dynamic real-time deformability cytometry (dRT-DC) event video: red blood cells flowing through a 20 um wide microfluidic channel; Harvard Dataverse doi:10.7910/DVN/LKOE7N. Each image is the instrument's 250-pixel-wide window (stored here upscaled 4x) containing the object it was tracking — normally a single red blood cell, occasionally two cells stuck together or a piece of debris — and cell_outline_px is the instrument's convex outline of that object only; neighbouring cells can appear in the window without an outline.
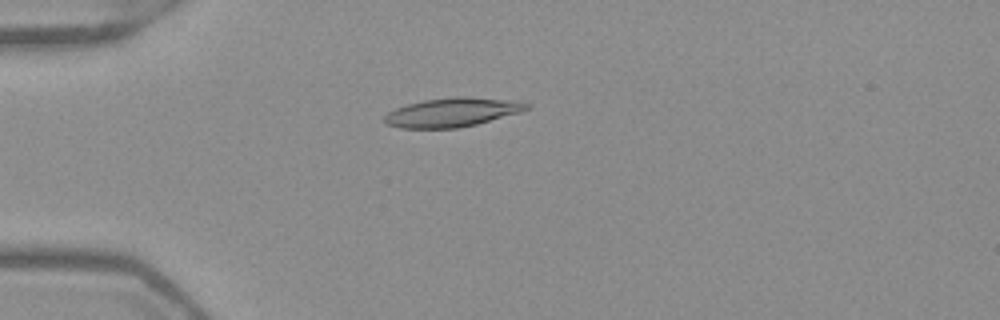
{"species": "Egyptian fruit bat (a non-hibernating species)", "species_latin": "Rousettus aegyptiacus", "temperature_condition": "warm", "stored_images_in_passage": 43, "camera_frame_rate_fps": 3000, "um_per_image_px": 0.085, "frame": {"image": 1, "passage_image": 5, "time_ms": 1.333, "image_size_px": [1000, 320], "cell_outline_px": [[532, 108], [520, 112], [476, 124], [456, 128], [400, 128], [384, 124], [384, 116], [388, 112], [396, 108], [408, 104], [424, 100], [456, 96], [468, 96], [520, 100], [528, 104]], "centroid_in_image_um": [38.47, 9.53], "position_along_channel_um": 46.5, "area_um2": 24.22}}
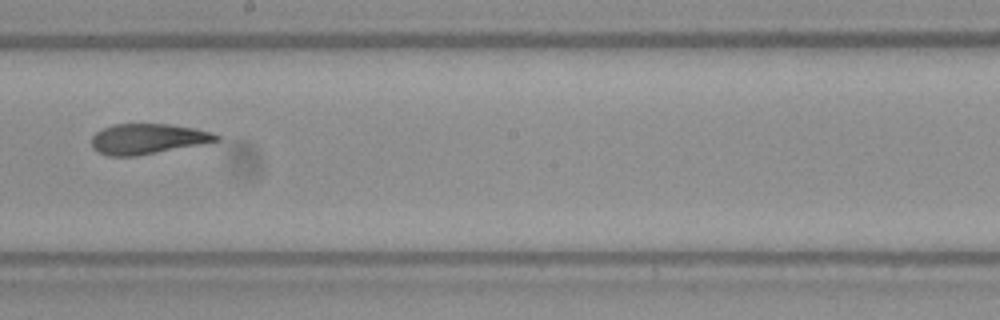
{"frame": {"image": 2, "passage_image": 21, "time_ms": 6.667, "image_size_px": [1000, 320], "cell_outline_px": [[220, 140], [200, 144], [136, 156], [108, 156], [96, 152], [92, 148], [92, 136], [96, 132], [112, 124], [168, 124], [196, 128], [212, 132], [220, 136]], "centroid_in_image_um": [12.52, 11.8], "position_along_channel_um": 235.7, "area_um2": 22.02}}
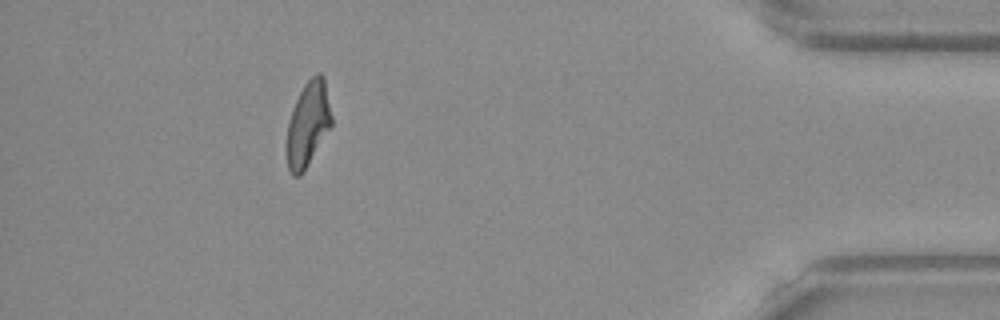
{"frame": {"image": 3, "passage_image": 38, "time_ms": 12.333, "image_size_px": [1000, 320], "cell_outline_px": [[332, 124], [304, 172], [300, 176], [292, 176], [288, 168], [284, 144], [288, 120], [292, 108], [304, 84], [316, 72], [320, 72], [324, 76], [332, 116]], "centroid_in_image_um": [26.14, 10.57], "position_along_channel_um": 409.1, "area_um2": 22.66}, "authors_computed_cell_mechanics": {"area_um2": 22.6576, "velocity_mm_per_s": 3.9396, "shape_relaxation_time_tau1_ms": null, "shape_relaxation_time_tau2_ms": 2.755, "deformation_change_tau1": null, "deformation_change_tau2": 0.1242}}